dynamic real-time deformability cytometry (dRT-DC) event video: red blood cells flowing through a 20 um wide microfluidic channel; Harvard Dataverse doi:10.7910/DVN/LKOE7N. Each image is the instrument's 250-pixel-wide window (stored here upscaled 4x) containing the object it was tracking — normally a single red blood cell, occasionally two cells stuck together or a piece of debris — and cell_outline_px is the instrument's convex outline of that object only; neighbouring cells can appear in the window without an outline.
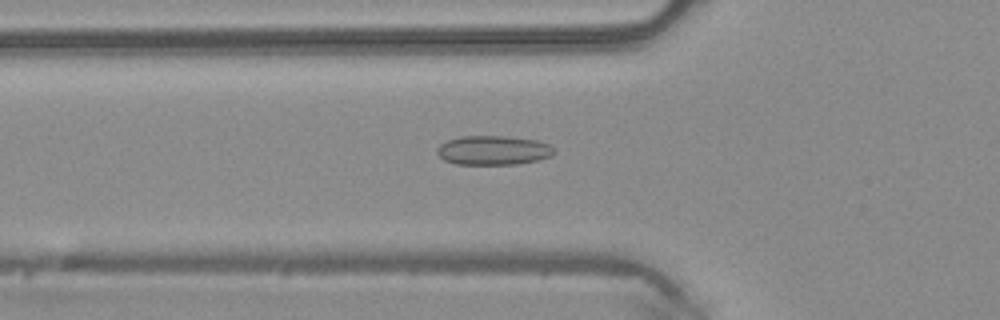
{"species": "common noctule bat (a hibernating species)", "species_latin": "Nyctalus noctula", "temperature_condition": "warm", "stored_images_in_passage": 34, "camera_frame_rate_fps": 3000, "um_per_image_px": 0.085, "animal": {"sex": "male", "body_mass_g": 20.4}, "frame": {"image": 1, "passage_image": 2, "time_ms": 0.333, "image_size_px": [1000, 320], "cell_outline_px": [[556, 152], [552, 156], [536, 160], [516, 164], [456, 164], [444, 160], [436, 152], [436, 148], [440, 144], [448, 140], [460, 136], [508, 136], [536, 140], [548, 144]], "centroid_in_image_um": [41.91, 12.77], "position_along_channel_um": 83.9, "area_um2": 19.94}}
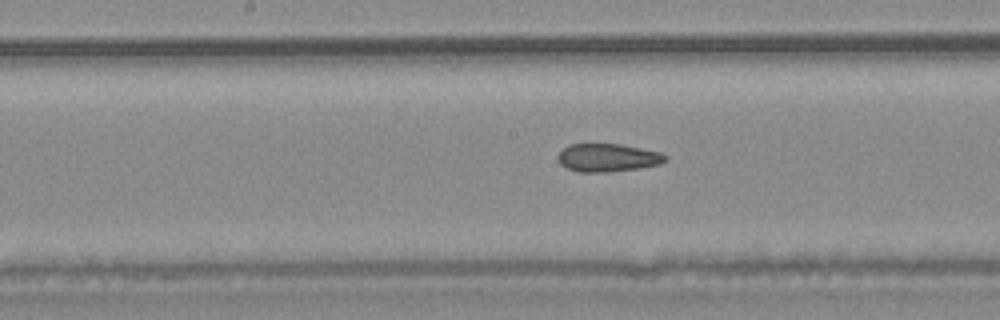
{"frame": {"image": 2, "passage_image": 10, "time_ms": 3.0, "image_size_px": [1000, 320], "cell_outline_px": [[668, 160], [660, 164], [640, 168], [608, 172], [576, 172], [560, 164], [556, 160], [556, 156], [568, 144], [620, 144], [660, 152], [668, 156]], "centroid_in_image_um": [51.65, 13.41], "position_along_channel_um": 196.6, "area_um2": 17.74}}
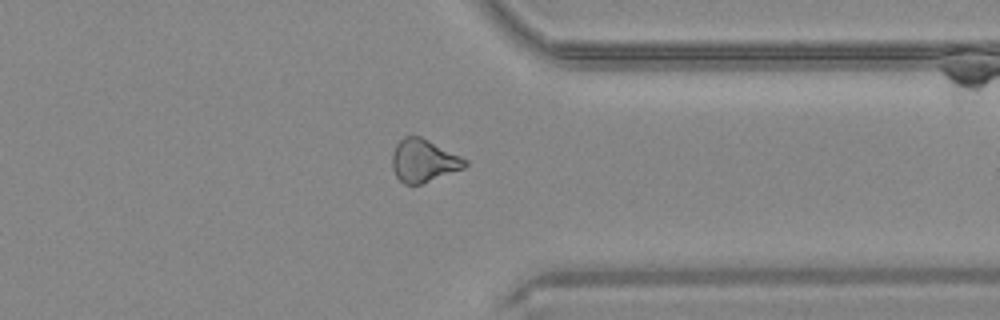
{"frame": {"image": 3, "passage_image": 23, "time_ms": 7.333, "image_size_px": [1000, 320], "cell_outline_px": [[468, 164], [464, 168], [420, 184], [404, 184], [396, 176], [392, 168], [392, 152], [396, 144], [404, 136], [420, 136], [468, 160]], "centroid_in_image_um": [35.98, 13.65], "position_along_channel_um": 375.4, "area_um2": 17.98}, "authors_computed_cell_mechanics": {"area_um2": 18.1492, "velocity_mm_per_s": 4.194, "shape_relaxation_time_tau1_ms": null, "shape_relaxation_time_tau2_ms": 4.4642, "deformation_change_tau1": null, "deformation_change_tau2": 0.1149}}